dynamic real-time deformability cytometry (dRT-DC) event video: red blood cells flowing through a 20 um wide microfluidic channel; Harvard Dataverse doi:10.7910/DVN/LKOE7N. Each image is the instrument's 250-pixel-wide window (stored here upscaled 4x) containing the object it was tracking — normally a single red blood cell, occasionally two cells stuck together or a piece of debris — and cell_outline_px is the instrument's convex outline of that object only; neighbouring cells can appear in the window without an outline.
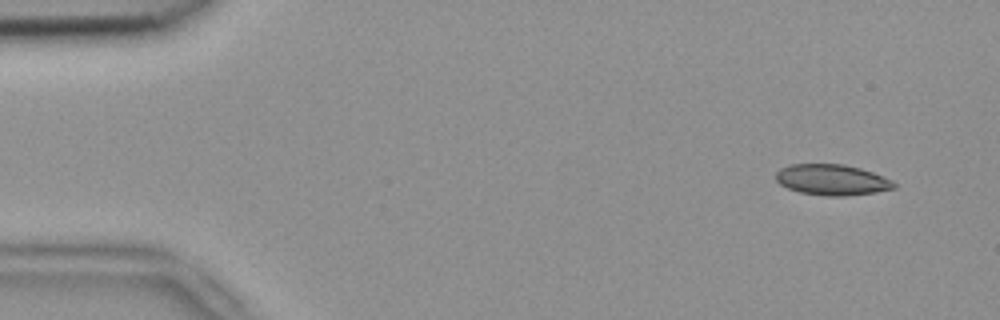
{"species": "common noctule bat (a hibernating species)", "species_latin": "Nyctalus noctula", "temperature_condition": "room temperature", "stored_images_in_passage": 5, "camera_frame_rate_fps": 3000, "um_per_image_px": 0.085, "animal": {"sex": "female", "body_mass_g": 18.4}, "frame": {"image": 1, "passage_image": 2, "time_ms": 0.333, "image_size_px": [1000, 320], "cell_outline_px": [[896, 188], [876, 192], [844, 196], [828, 196], [800, 192], [788, 188], [780, 184], [776, 180], [776, 172], [780, 168], [792, 164], [844, 164], [860, 168], [872, 172], [892, 180], [896, 184]], "centroid_in_image_um": [70.72, 15.28], "position_along_channel_um": 14.3, "area_um2": 21.15}}
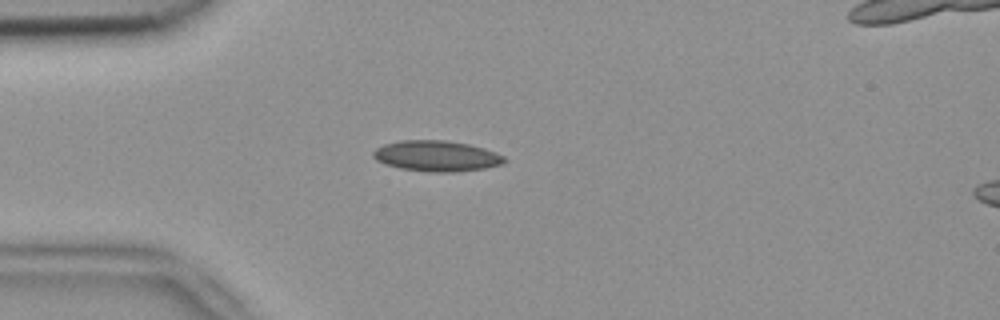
{"frame": {"image": 2, "passage_image": 5, "time_ms": 1.333, "image_size_px": [1000, 320], "cell_outline_px": [[508, 160], [500, 164], [484, 168], [452, 172], [436, 172], [400, 168], [384, 164], [376, 160], [372, 156], [372, 152], [376, 148], [384, 144], [400, 140], [448, 140], [468, 144], [484, 148], [496, 152], [504, 156]], "centroid_in_image_um": [37.09, 13.25], "position_along_channel_um": 47.9, "area_um2": 23.47}}